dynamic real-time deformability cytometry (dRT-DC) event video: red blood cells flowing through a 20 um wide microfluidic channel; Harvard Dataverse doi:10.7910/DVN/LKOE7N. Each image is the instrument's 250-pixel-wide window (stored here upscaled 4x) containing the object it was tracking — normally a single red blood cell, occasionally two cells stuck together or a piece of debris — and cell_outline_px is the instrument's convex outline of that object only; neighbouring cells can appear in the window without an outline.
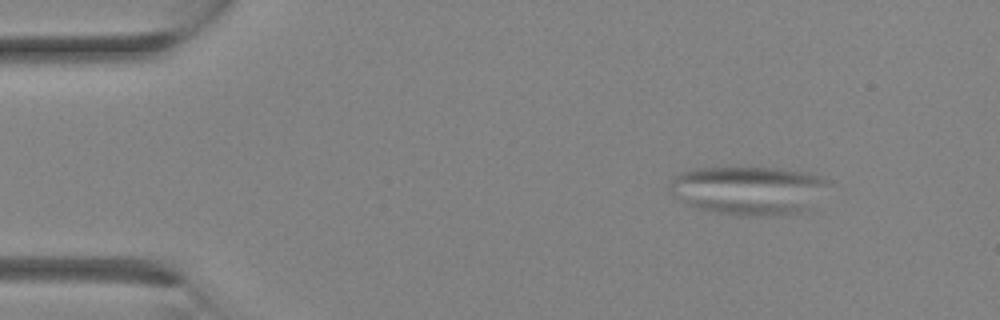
{"species": "Egyptian fruit bat (a non-hibernating species)", "species_latin": "Rousettus aegyptiacus", "temperature_condition": "room temperature", "stored_images_in_passage": 13, "camera_frame_rate_fps": 3000, "um_per_image_px": 0.085, "animal": {"sex": "female"}, "frame": {"image": 1, "passage_image": 2, "time_ms": 0.333, "image_size_px": [1000, 320], "cell_outline_px": [[832, 184], [808, 212], [780, 216], [732, 216], [696, 208], [688, 204], [672, 192], [668, 188], [668, 184], [680, 172], [692, 168], [780, 168], [804, 172], [820, 176], [832, 180]], "centroid_in_image_um": [63.73, 16.2], "position_along_channel_um": 21.3, "area_um2": 45.95}}
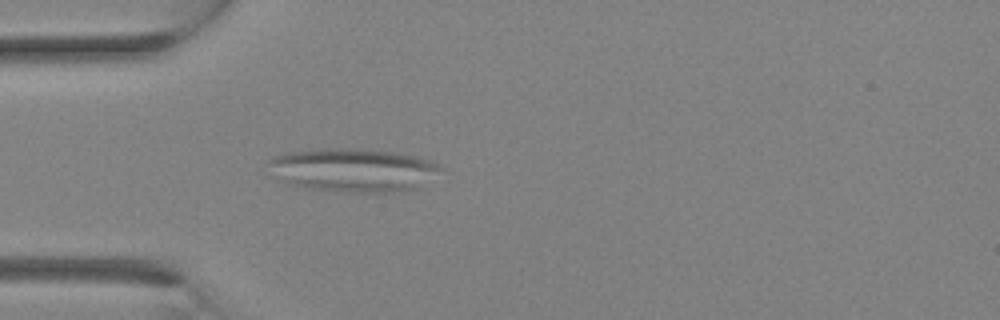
{"frame": {"image": 2, "passage_image": 7, "time_ms": 2.0, "image_size_px": [1000, 320], "cell_outline_px": [[444, 168], [416, 188], [392, 192], [352, 192], [308, 188], [288, 184], [280, 180], [268, 164], [268, 160], [272, 156], [284, 152], [324, 148], [360, 148], [396, 152], [416, 156], [432, 160], [440, 164]], "centroid_in_image_um": [30.01, 14.42], "position_along_channel_um": 55.0, "area_um2": 43.7}}
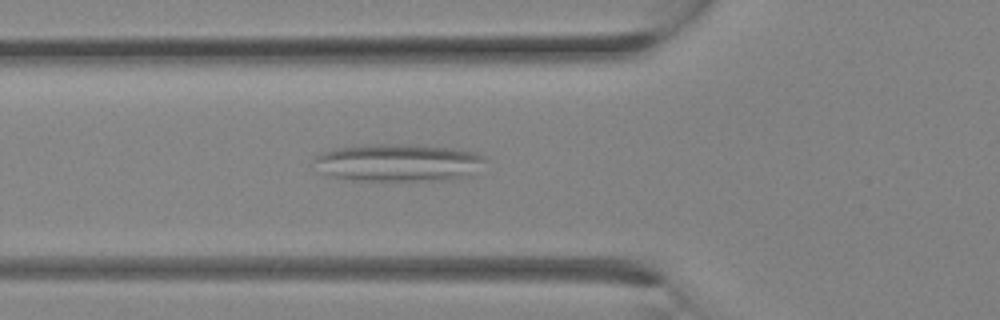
{"frame": {"image": 3, "passage_image": 9, "time_ms": 2.667, "image_size_px": [1000, 320], "cell_outline_px": [[488, 160], [460, 176], [444, 180], [356, 180], [332, 176], [320, 172], [312, 160], [320, 152], [336, 148], [376, 144], [420, 144], [460, 148], [476, 152], [484, 156]], "centroid_in_image_um": [33.8, 13.79], "position_along_channel_um": 92.0, "area_um2": 37.22}}